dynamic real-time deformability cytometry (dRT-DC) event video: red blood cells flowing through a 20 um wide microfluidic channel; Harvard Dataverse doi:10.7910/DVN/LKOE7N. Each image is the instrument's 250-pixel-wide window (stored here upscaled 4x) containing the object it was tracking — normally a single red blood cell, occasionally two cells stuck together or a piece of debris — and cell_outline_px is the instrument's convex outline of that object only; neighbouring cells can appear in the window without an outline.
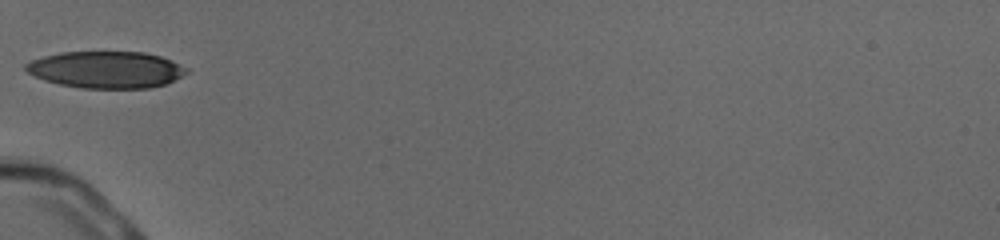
{"species": "human", "species_latin": "Homo sapiens", "temperature_condition": "cold", "stored_images_in_passage": 34, "camera_frame_rate_fps": 3000, "um_per_image_px": 0.085, "donor": {"sex": "male"}, "frame": {"image": 1, "passage_image": 1, "time_ms": 0.0, "image_size_px": [1000, 240], "cell_outline_px": [[188, 72], [164, 84], [148, 88], [84, 88], [60, 84], [44, 80], [28, 72], [24, 68], [24, 64], [32, 60], [44, 56], [60, 52], [144, 52], [160, 56], [172, 60], [188, 68]], "centroid_in_image_um": [9.01, 5.91], "position_along_channel_um": 76.0, "area_um2": 34.28}}
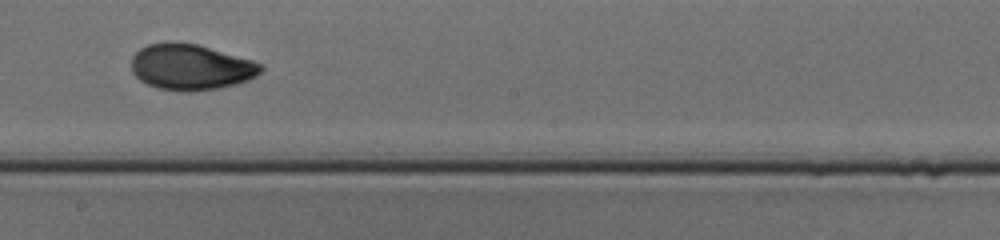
{"frame": {"image": 2, "passage_image": 13, "time_ms": 4.0, "image_size_px": [1000, 240], "cell_outline_px": [[264, 68], [256, 76], [248, 80], [236, 84], [220, 88], [188, 92], [180, 92], [156, 88], [140, 80], [132, 72], [132, 56], [140, 48], [148, 44], [164, 40], [176, 40], [196, 44], [252, 60], [264, 64]], "centroid_in_image_um": [16.2, 5.69], "position_along_channel_um": 232.0, "area_um2": 35.08}}
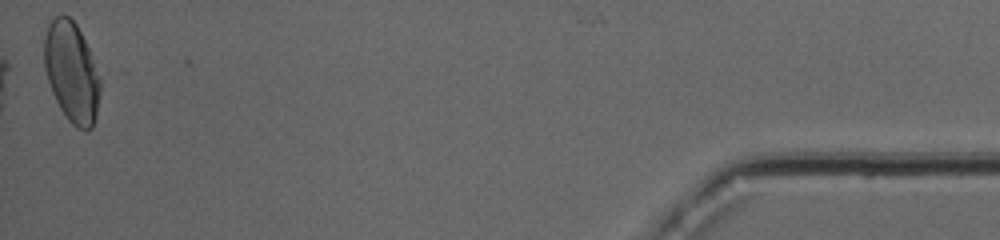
{"frame": {"image": 3, "passage_image": 34, "time_ms": 11.0, "image_size_px": [1000, 240], "cell_outline_px": [[100, 92], [96, 116], [92, 128], [84, 132], [76, 128], [68, 120], [60, 108], [52, 92], [44, 68], [44, 36], [48, 24], [56, 16], [68, 16], [76, 24], [88, 48], [100, 80]], "centroid_in_image_um": [6.08, 6.17], "position_along_channel_um": 429.1, "area_um2": 32.48}, "authors_computed_cell_mechanics": {"area_um2": 33.1483, "velocity_mm_per_s": 3.9269, "shape_relaxation_time_tau1_ms": 4.6027, "shape_relaxation_time_tau2_ms": 1.2602, "deformation_change_tau1": 0.1565, "deformation_change_tau2": 0.0529}}